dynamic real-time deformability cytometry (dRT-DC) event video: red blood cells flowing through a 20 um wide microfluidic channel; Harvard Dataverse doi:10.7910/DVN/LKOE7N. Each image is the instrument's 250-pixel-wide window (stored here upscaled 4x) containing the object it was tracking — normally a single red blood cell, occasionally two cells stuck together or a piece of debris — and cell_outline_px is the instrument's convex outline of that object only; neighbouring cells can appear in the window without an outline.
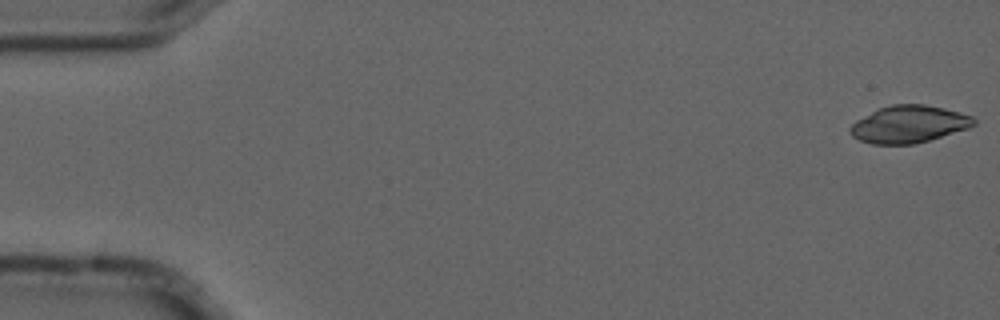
{"species": "common noctule bat (a hibernating species)", "species_latin": "Nyctalus noctula", "temperature_condition": "cold", "stored_images_in_passage": 4, "camera_frame_rate_fps": 3000, "um_per_image_px": 0.085, "animal": {"sex": "male", "forearm_length_mm": 52.5}, "frame": {"image": 1, "passage_image": 1, "time_ms": 0.0, "image_size_px": [1000, 320], "cell_outline_px": [[976, 124], [968, 128], [928, 140], [912, 144], [872, 144], [860, 140], [852, 136], [848, 132], [848, 128], [856, 120], [880, 108], [892, 104], [924, 104], [944, 108], [960, 112], [972, 116], [976, 120]], "centroid_in_image_um": [77.24, 10.55], "position_along_channel_um": 7.8, "area_um2": 26.7}}